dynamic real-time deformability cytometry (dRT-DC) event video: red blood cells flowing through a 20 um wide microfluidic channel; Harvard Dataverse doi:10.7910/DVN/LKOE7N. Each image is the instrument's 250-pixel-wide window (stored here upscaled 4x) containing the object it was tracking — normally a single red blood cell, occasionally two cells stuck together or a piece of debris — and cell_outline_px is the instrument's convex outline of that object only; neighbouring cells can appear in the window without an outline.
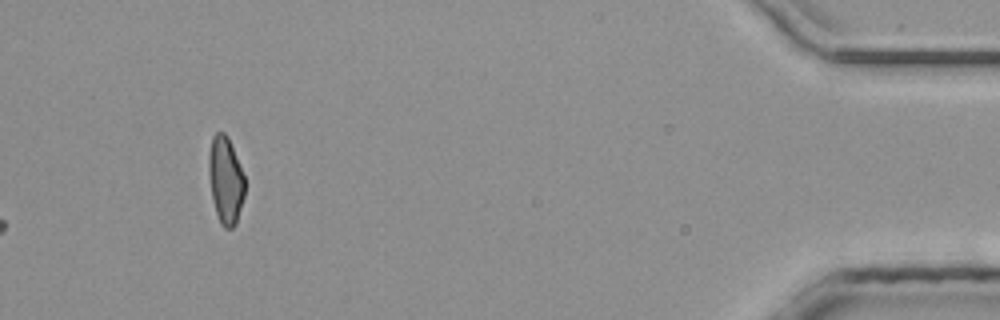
{"species": "common noctule bat (a hibernating species)", "species_latin": "Nyctalus noctula", "temperature_condition": "room temperature", "stored_images_in_passage": 40, "camera_frame_rate_fps": 3000, "um_per_image_px": 0.085, "animal": {"sex": "male", "body_mass_g": 20.4}, "frame": {"image": 1, "passage_image": 40, "time_ms": 13.0, "image_size_px": [1000, 320], "cell_outline_px": [[244, 196], [236, 224], [232, 228], [224, 228], [220, 224], [212, 200], [208, 172], [208, 152], [212, 136], [216, 132], [224, 132], [228, 136], [244, 176]], "centroid_in_image_um": [19.15, 15.3], "position_along_channel_um": 416.1, "area_um2": 18.44}}